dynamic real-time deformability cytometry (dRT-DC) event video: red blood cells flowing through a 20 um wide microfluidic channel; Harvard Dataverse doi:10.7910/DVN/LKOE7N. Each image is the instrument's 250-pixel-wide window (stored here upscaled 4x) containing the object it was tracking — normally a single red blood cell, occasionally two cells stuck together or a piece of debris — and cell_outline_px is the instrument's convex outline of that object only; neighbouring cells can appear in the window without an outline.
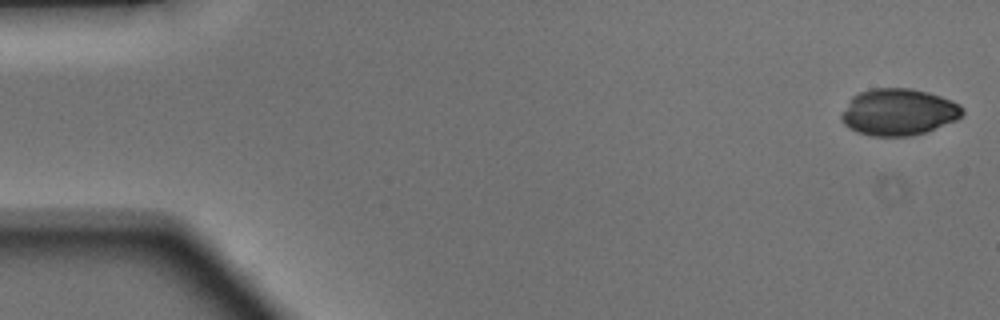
{"species": "Egyptian fruit bat (a non-hibernating species)", "species_latin": "Rousettus aegyptiacus", "temperature_condition": "warm", "stored_images_in_passage": 48, "camera_frame_rate_fps": 3000, "um_per_image_px": 0.085, "animal": {"sex": "male"}, "frame": {"image": 1, "passage_image": 1, "time_ms": 0.0, "image_size_px": [1000, 320], "cell_outline_px": [[964, 112], [956, 120], [924, 132], [912, 136], [872, 136], [856, 132], [848, 128], [840, 120], [840, 116], [852, 96], [860, 92], [872, 88], [912, 88], [928, 92], [952, 100], [960, 104], [964, 108]], "centroid_in_image_um": [76.36, 9.52], "position_along_channel_um": 8.6, "area_um2": 33.06}}
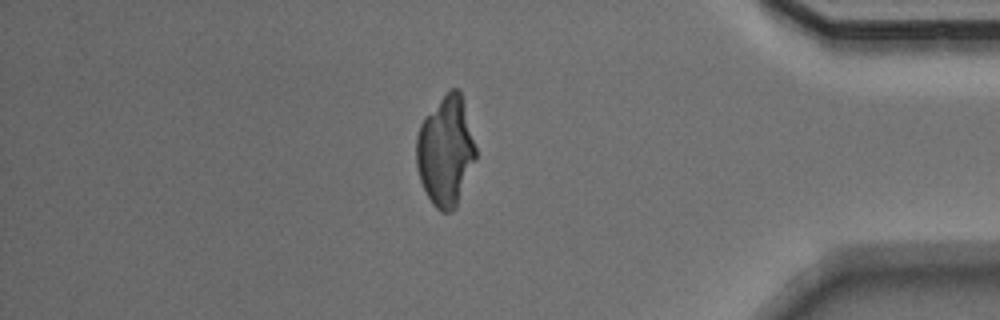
{"frame": {"image": 2, "passage_image": 41, "time_ms": 13.333, "image_size_px": [1000, 320], "cell_outline_px": [[476, 156], [456, 208], [452, 212], [440, 212], [432, 204], [420, 180], [416, 164], [416, 136], [420, 124], [440, 100], [452, 88], [456, 88], [460, 92], [464, 104], [476, 148]], "centroid_in_image_um": [37.87, 12.89], "position_along_channel_um": 397.3, "area_um2": 37.4}}
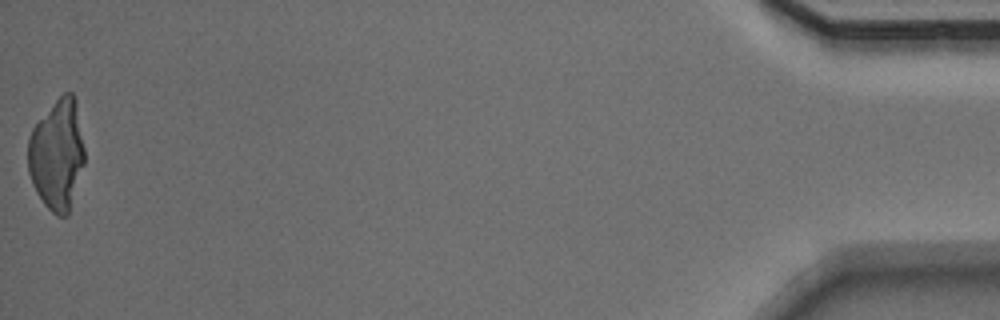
{"frame": {"image": 3, "passage_image": 48, "time_ms": 15.667, "image_size_px": [1000, 320], "cell_outline_px": [[84, 164], [68, 216], [56, 216], [44, 204], [36, 192], [32, 184], [28, 172], [28, 140], [32, 128], [56, 100], [64, 92], [72, 92], [76, 100], [84, 148]], "centroid_in_image_um": [4.85, 13.17], "position_along_channel_um": 430.4, "area_um2": 36.47}}